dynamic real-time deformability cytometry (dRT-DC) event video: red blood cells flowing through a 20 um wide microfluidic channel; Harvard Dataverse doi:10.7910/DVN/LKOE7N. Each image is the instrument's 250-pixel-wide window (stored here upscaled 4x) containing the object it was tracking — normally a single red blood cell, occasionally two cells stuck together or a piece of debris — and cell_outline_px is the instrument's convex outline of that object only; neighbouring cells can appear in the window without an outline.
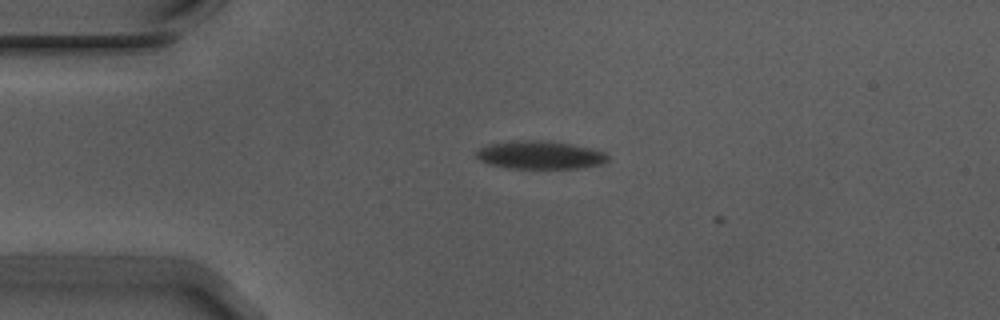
{"species": "Egyptian fruit bat (a non-hibernating species)", "species_latin": "Rousettus aegyptiacus", "temperature_condition": "warm", "stored_images_in_passage": 7, "camera_frame_rate_fps": 3000, "um_per_image_px": 0.085, "animal": {"sex": "male"}, "frame": {"image": 1, "passage_image": 4, "time_ms": 1.0, "image_size_px": [1000, 320], "cell_outline_px": [[608, 160], [604, 164], [576, 168], [508, 168], [492, 164], [480, 160], [476, 156], [476, 152], [480, 148], [488, 144], [512, 140], [544, 140], [572, 144], [604, 152], [608, 156]], "centroid_in_image_um": [45.9, 13.16], "position_along_channel_um": 39.1, "area_um2": 21.44}}